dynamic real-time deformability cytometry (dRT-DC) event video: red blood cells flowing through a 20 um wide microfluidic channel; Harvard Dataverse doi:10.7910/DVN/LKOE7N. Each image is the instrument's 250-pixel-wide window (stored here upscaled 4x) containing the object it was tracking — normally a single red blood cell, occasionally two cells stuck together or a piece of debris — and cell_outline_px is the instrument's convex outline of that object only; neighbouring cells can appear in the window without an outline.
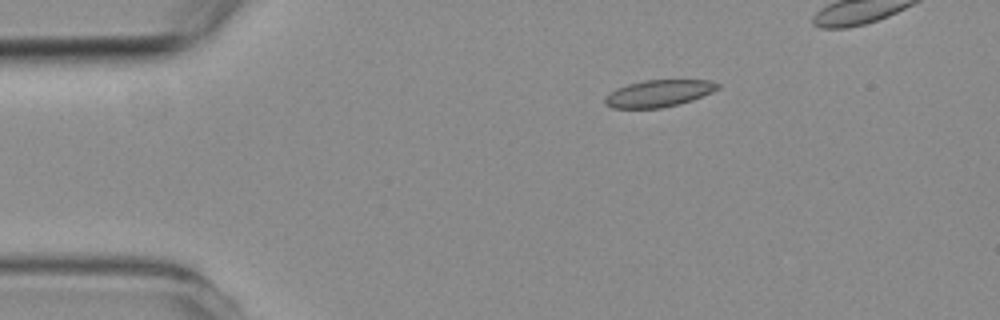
{"species": "common noctule bat (a hibernating species)", "species_latin": "Nyctalus noctula", "temperature_condition": "room temperature", "stored_images_in_passage": 4, "camera_frame_rate_fps": 3000, "um_per_image_px": 0.085, "animal": {"sex": "female", "body_mass_g": 19.3, "forearm_length_mm": 54.1}, "frame": {"image": 1, "passage_image": 1, "time_ms": 0.0, "image_size_px": [1000, 320], "cell_outline_px": [[720, 88], [712, 92], [692, 100], [680, 104], [660, 108], [612, 108], [604, 104], [604, 96], [616, 88], [628, 84], [644, 80], [712, 80], [720, 84]], "centroid_in_image_um": [55.98, 7.94], "position_along_channel_um": 29.0, "area_um2": 17.86}}